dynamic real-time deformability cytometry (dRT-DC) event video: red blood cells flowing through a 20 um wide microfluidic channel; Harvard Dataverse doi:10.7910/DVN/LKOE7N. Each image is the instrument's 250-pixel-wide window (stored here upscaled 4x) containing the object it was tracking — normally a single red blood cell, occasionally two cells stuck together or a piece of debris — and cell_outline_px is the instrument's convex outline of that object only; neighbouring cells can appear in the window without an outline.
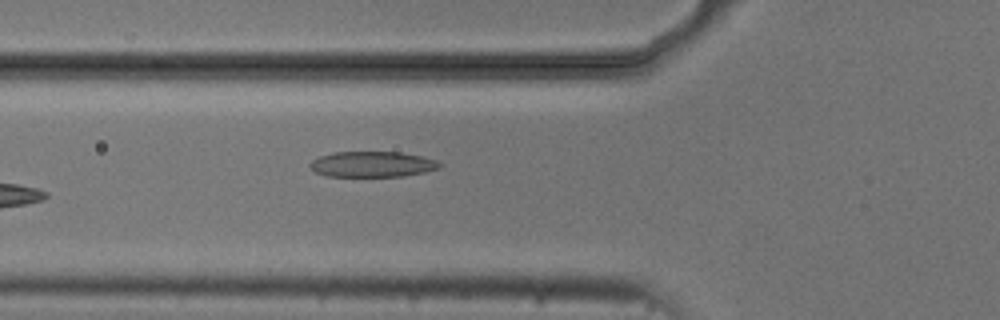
{"species": "common noctule bat (a hibernating species)", "species_latin": "Nyctalus noctula", "temperature_condition": "cold", "stored_images_in_passage": 6, "camera_frame_rate_fps": 3000, "um_per_image_px": 0.085, "animal": {"sex": "male", "body_mass_g": 20.5, "forearm_length_mm": 52.5}, "frame": {"image": 1, "passage_image": 6, "time_ms": 6.667, "image_size_px": [1000, 320], "cell_outline_px": [[444, 164], [440, 168], [424, 172], [404, 176], [328, 176], [316, 172], [308, 164], [312, 160], [320, 156], [332, 152], [400, 152], [424, 156], [436, 160]], "centroid_in_image_um": [31.69, 13.95], "position_along_channel_um": 94.1, "area_um2": 19.42}}